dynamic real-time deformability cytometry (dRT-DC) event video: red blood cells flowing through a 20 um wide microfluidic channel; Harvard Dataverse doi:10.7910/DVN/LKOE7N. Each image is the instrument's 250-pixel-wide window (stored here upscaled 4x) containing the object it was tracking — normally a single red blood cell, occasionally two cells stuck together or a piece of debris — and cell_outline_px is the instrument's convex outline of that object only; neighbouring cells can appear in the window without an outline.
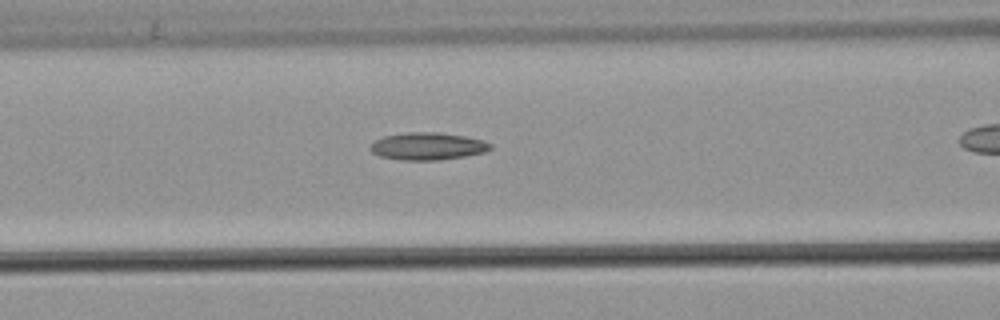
{"species": "common noctule bat (a hibernating species)", "species_latin": "Nyctalus noctula", "temperature_condition": "warm", "stored_images_in_passage": 21, "camera_frame_rate_fps": 3000, "um_per_image_px": 0.085, "animal": {"sex": "male", "body_mass_g": 21.5, "forearm_length_mm": 52.0}, "frame": {"image": 1, "passage_image": 5, "time_ms": 1.333, "image_size_px": [1000, 320], "cell_outline_px": [[492, 148], [484, 152], [464, 156], [440, 160], [400, 160], [380, 156], [372, 152], [368, 148], [376, 140], [384, 136], [408, 132], [440, 132], [464, 136], [480, 140], [492, 144]], "centroid_in_image_um": [36.33, 12.43], "position_along_channel_um": 130.3, "area_um2": 19.07}}
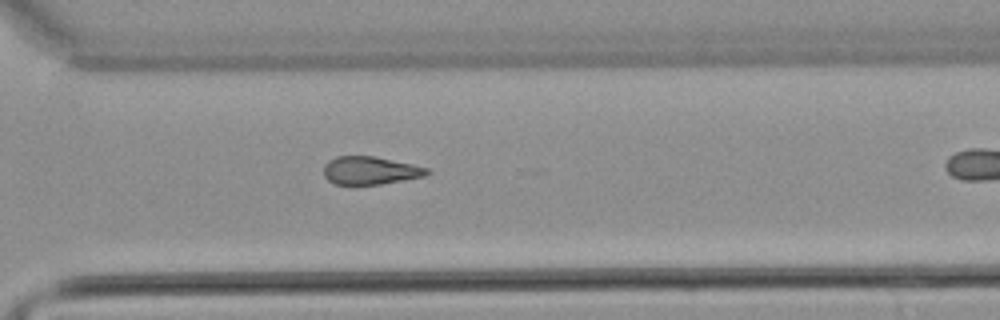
{"frame": {"image": 2, "passage_image": 17, "time_ms": 5.333, "image_size_px": [1000, 320], "cell_outline_px": [[432, 172], [424, 176], [380, 184], [332, 184], [324, 176], [324, 164], [328, 160], [336, 156], [372, 156], [412, 164], [428, 168]], "centroid_in_image_um": [31.44, 14.49], "position_along_channel_um": 339.2, "area_um2": 16.76}}